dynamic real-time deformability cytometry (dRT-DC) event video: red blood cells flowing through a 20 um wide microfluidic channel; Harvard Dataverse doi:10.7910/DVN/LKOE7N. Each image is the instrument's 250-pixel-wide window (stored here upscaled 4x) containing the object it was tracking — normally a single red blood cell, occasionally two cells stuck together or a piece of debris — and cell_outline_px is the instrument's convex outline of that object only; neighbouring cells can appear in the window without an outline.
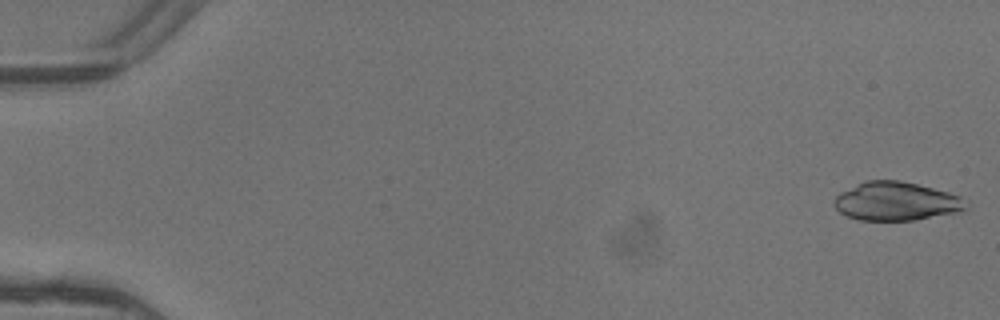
{"species": "common noctule bat (a hibernating species)", "species_latin": "Nyctalus noctula", "temperature_condition": "warm", "stored_images_in_passage": 5, "camera_frame_rate_fps": 3000, "um_per_image_px": 0.085, "animal": {"sex": "female"}, "frame": {"image": 1, "passage_image": 1, "time_ms": 0.0, "image_size_px": [1000, 320], "cell_outline_px": [[968, 208], [964, 212], [916, 220], [860, 220], [848, 216], [840, 212], [832, 204], [836, 196], [840, 192], [868, 180], [900, 180], [948, 192], [960, 196], [968, 200]], "centroid_in_image_um": [76.25, 17.12], "position_along_channel_um": 8.7, "area_um2": 29.88}}